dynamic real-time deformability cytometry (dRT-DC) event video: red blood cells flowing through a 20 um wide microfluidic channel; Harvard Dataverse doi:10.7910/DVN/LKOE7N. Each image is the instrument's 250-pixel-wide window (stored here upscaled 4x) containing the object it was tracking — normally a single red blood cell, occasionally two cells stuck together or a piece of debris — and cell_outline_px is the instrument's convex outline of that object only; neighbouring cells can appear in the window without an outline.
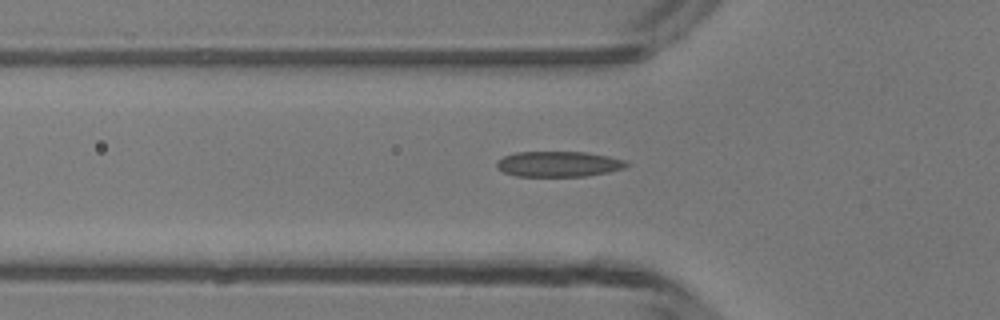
{"species": "common noctule bat (a hibernating species)", "species_latin": "Nyctalus noctula", "temperature_condition": "room temperature", "stored_images_in_passage": 33, "camera_frame_rate_fps": 3000, "um_per_image_px": 0.085, "animal": {"sex": "male", "body_mass_g": 13.3}, "frame": {"image": 1, "passage_image": 7, "time_ms": 2.0, "image_size_px": [1000, 320], "cell_outline_px": [[632, 164], [624, 168], [608, 172], [584, 176], [516, 176], [504, 172], [496, 164], [496, 160], [504, 156], [516, 152], [588, 152], [628, 160]], "centroid_in_image_um": [47.53, 13.93], "position_along_channel_um": 78.3, "area_um2": 19.36}}
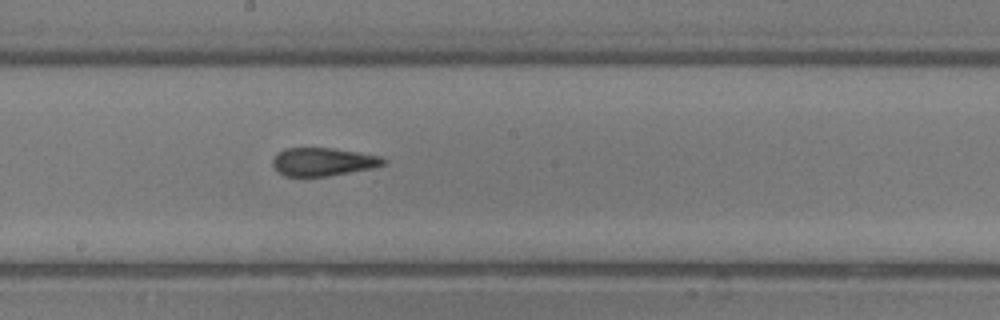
{"frame": {"image": 2, "passage_image": 17, "time_ms": 5.333, "image_size_px": [1000, 320], "cell_outline_px": [[388, 160], [384, 164], [372, 168], [328, 176], [284, 176], [272, 164], [272, 160], [276, 152], [284, 148], [332, 148], [380, 156]], "centroid_in_image_um": [27.43, 13.74], "position_along_channel_um": 220.8, "area_um2": 18.09}}
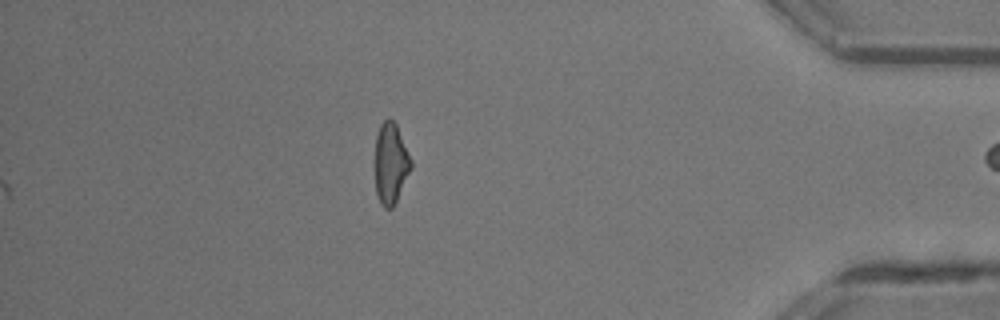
{"frame": {"image": 3, "passage_image": 33, "time_ms": 10.667, "image_size_px": [1000, 320], "cell_outline_px": [[412, 168], [392, 208], [384, 208], [380, 204], [376, 192], [376, 136], [380, 124], [388, 116], [396, 124], [412, 160]], "centroid_in_image_um": [33.22, 13.87], "position_along_channel_um": 402.0, "area_um2": 16.82}, "authors_computed_cell_mechanics": {"area_um2": 18.2648, "velocity_mm_per_s": 4.2283, "shape_relaxation_time_tau1_ms": 6.6445, "shape_relaxation_time_tau2_ms": 1.3181, "deformation_change_tau1": 0.1799, "deformation_change_tau2": 0.1074}}